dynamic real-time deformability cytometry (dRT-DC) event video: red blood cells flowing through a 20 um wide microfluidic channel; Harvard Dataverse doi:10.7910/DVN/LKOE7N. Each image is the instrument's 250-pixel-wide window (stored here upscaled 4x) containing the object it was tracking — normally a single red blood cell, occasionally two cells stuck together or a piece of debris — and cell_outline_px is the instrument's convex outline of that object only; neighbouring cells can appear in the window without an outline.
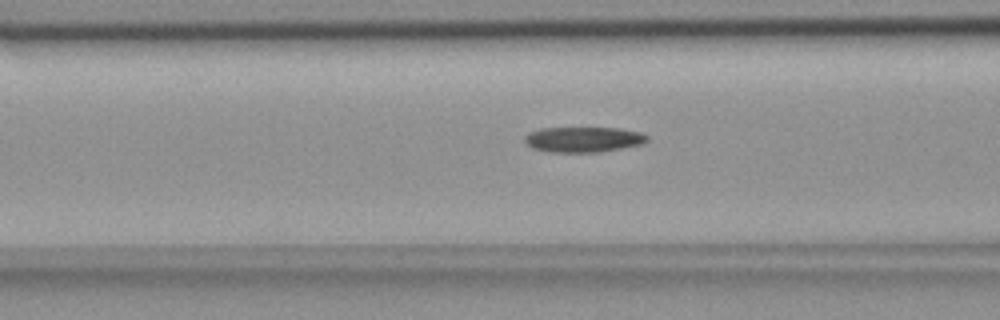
{"species": "common noctule bat (a hibernating species)", "species_latin": "Nyctalus noctula", "temperature_condition": "room temperature", "stored_images_in_passage": 55, "camera_frame_rate_fps": 3000, "um_per_image_px": 0.085, "animal": {"sex": "female", "body_mass_g": 18.4}, "frame": {"image": 1, "passage_image": 22, "time_ms": 7.0, "image_size_px": [1000, 320], "cell_outline_px": [[648, 140], [640, 144], [620, 148], [596, 152], [552, 152], [532, 148], [524, 140], [524, 136], [528, 132], [540, 128], [620, 128], [640, 132], [648, 136]], "centroid_in_image_um": [49.55, 11.84], "position_along_channel_um": 117.1, "area_um2": 17.98}}
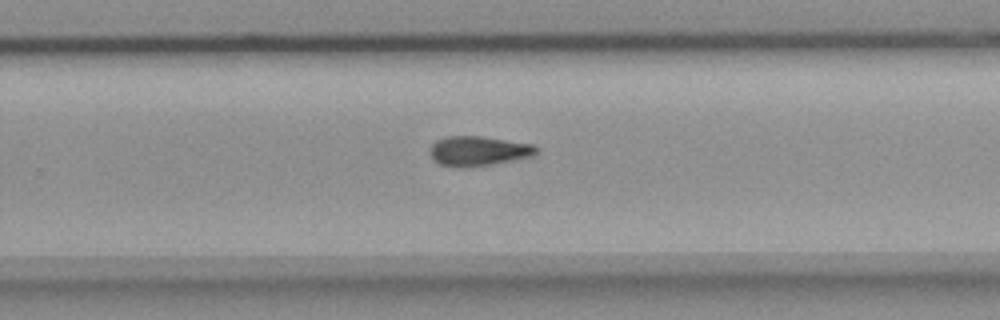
{"frame": {"image": 2, "passage_image": 36, "time_ms": 11.667, "image_size_px": [1000, 320], "cell_outline_px": [[540, 148], [532, 156], [492, 164], [460, 168], [440, 164], [432, 156], [432, 144], [436, 140], [444, 136], [484, 136], [536, 144]], "centroid_in_image_um": [40.72, 12.81], "position_along_channel_um": 289.1, "area_um2": 18.44}}
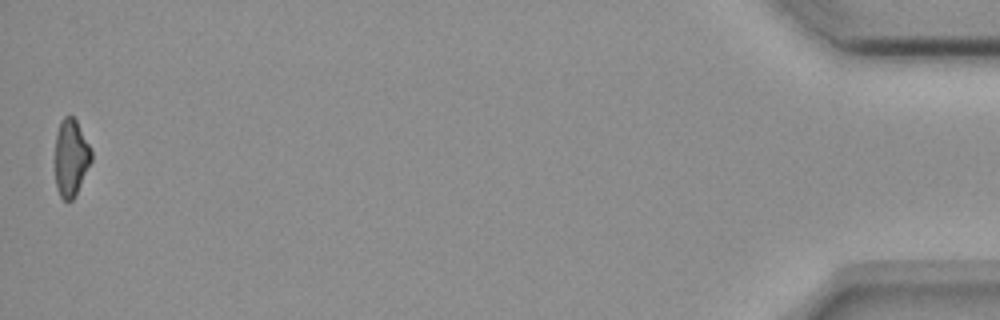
{"frame": {"image": 3, "passage_image": 55, "time_ms": 18.0, "image_size_px": [1000, 320], "cell_outline_px": [[92, 160], [72, 200], [64, 200], [60, 196], [56, 188], [56, 132], [60, 120], [64, 116], [72, 116], [76, 120], [92, 152]], "centroid_in_image_um": [6.02, 13.38], "position_along_channel_um": 429.2, "area_um2": 15.95}}